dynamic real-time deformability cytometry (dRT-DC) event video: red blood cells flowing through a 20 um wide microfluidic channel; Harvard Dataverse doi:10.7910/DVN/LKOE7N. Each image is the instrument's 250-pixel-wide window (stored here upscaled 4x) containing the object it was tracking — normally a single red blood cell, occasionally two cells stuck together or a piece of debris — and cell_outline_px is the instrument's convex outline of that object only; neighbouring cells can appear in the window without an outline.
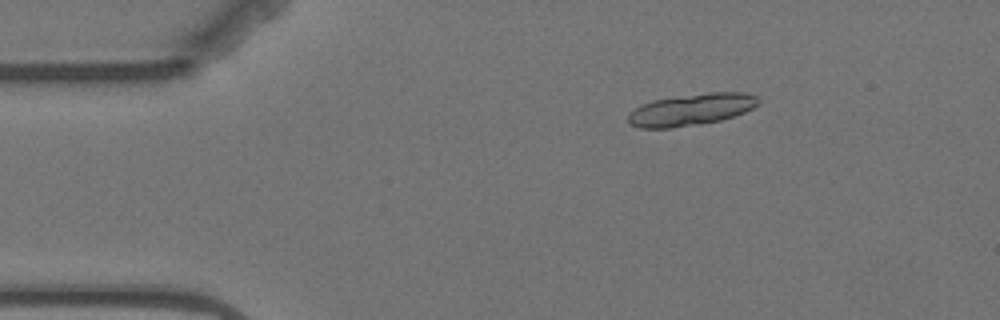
{"species": "Egyptian fruit bat (a non-hibernating species)", "species_latin": "Rousettus aegyptiacus", "temperature_condition": "warm", "stored_images_in_passage": 7, "camera_frame_rate_fps": 3000, "um_per_image_px": 0.085, "animal": {"sex": "female"}, "frame": {"image": 1, "passage_image": 3, "time_ms": 2.333, "image_size_px": [1000, 320], "cell_outline_px": [[760, 104], [744, 112], [720, 120], [700, 124], [672, 128], [640, 128], [628, 124], [628, 112], [652, 100], [708, 92], [744, 92], [756, 96], [760, 100]], "centroid_in_image_um": [58.75, 9.32], "position_along_channel_um": 26.3, "area_um2": 24.1}}
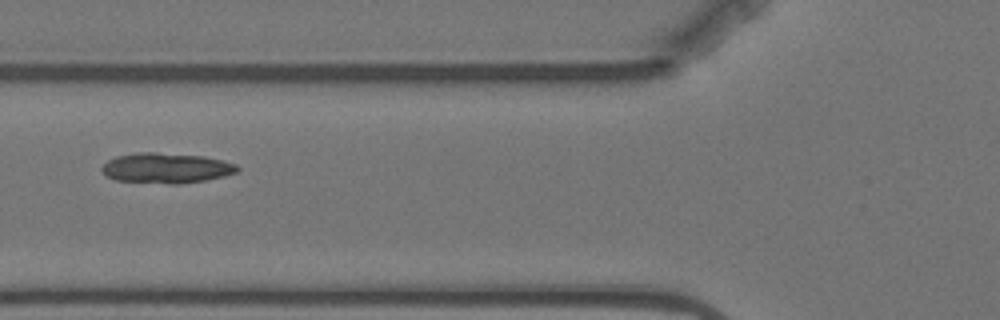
{"frame": {"image": 2, "passage_image": 6, "time_ms": 6.333, "image_size_px": [1000, 320], "cell_outline_px": [[240, 168], [236, 172], [224, 176], [204, 180], [180, 184], [168, 184], [116, 180], [108, 176], [100, 168], [108, 160], [116, 156], [140, 152], [156, 152], [204, 156], [224, 160], [236, 164]], "centroid_in_image_um": [14.15, 14.28], "position_along_channel_um": 111.6, "area_um2": 23.87}}
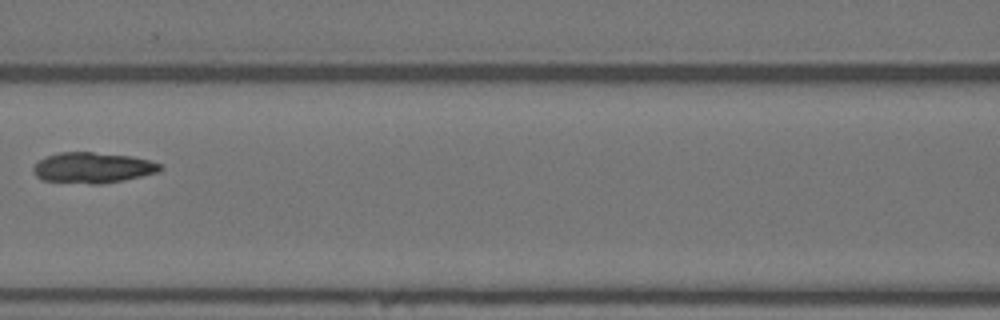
{"frame": {"image": 3, "passage_image": 7, "time_ms": 7.667, "image_size_px": [1000, 320], "cell_outline_px": [[164, 168], [160, 172], [124, 180], [100, 184], [92, 184], [44, 180], [36, 176], [32, 172], [32, 168], [40, 160], [48, 156], [60, 152], [92, 152], [132, 156], [148, 160], [160, 164]], "centroid_in_image_um": [7.91, 14.26], "position_along_channel_um": 158.7, "area_um2": 22.6}}